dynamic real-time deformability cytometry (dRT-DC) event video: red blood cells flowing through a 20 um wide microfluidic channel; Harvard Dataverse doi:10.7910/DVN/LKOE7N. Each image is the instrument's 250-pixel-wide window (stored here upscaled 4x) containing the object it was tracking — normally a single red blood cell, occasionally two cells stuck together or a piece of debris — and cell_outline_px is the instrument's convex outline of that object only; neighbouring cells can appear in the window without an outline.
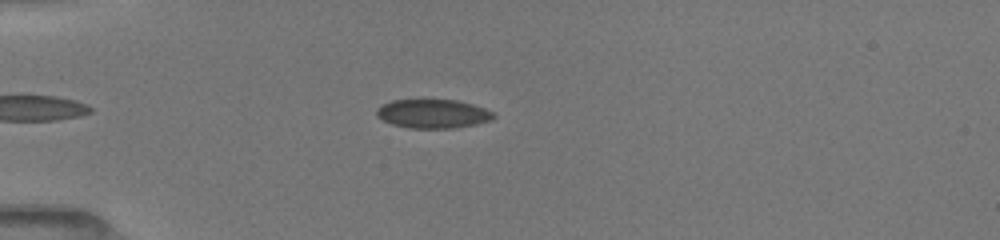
{"species": "common noctule bat (a hibernating species)", "species_latin": "Nyctalus noctula", "temperature_condition": "room temperature", "stored_images_in_passage": 72, "camera_frame_rate_fps": 3000, "um_per_image_px": 0.085, "animal": {"sex": "female", "body_mass_g": 19.5, "forearm_length_mm": 54.1}, "frame": {"image": 1, "passage_image": 17, "time_ms": 2.0, "image_size_px": [1000, 240], "cell_outline_px": [[496, 116], [492, 120], [476, 124], [452, 128], [408, 128], [392, 124], [376, 116], [376, 108], [392, 100], [456, 100], [472, 104], [484, 108], [492, 112]], "centroid_in_image_um": [36.79, 9.67], "position_along_channel_um": 48.2, "area_um2": 19.59}}
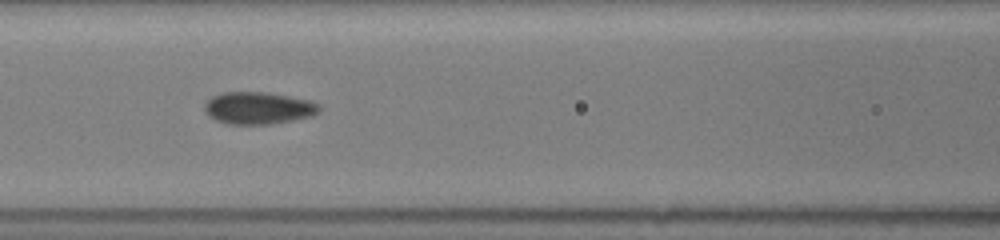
{"frame": {"image": 2, "passage_image": 39, "time_ms": 5.0, "image_size_px": [1000, 240], "cell_outline_px": [[320, 112], [312, 116], [292, 120], [268, 124], [228, 124], [216, 120], [208, 116], [204, 112], [204, 104], [212, 96], [220, 92], [268, 92], [308, 100], [320, 104]], "centroid_in_image_um": [21.93, 9.18], "position_along_channel_um": 144.7, "area_um2": 21.62}}
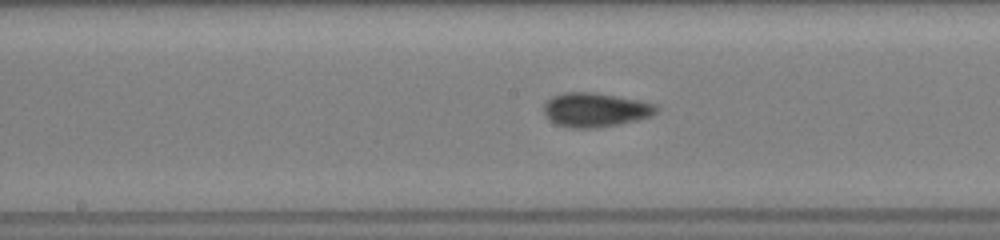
{"frame": {"image": 3, "passage_image": 50, "time_ms": 6.333, "image_size_px": [1000, 240], "cell_outline_px": [[656, 112], [648, 116], [636, 120], [620, 124], [600, 128], [568, 128], [556, 124], [548, 120], [544, 116], [544, 104], [552, 96], [564, 92], [588, 92], [636, 100], [656, 104]], "centroid_in_image_um": [50.51, 9.36], "position_along_channel_um": 197.7, "area_um2": 22.2}}